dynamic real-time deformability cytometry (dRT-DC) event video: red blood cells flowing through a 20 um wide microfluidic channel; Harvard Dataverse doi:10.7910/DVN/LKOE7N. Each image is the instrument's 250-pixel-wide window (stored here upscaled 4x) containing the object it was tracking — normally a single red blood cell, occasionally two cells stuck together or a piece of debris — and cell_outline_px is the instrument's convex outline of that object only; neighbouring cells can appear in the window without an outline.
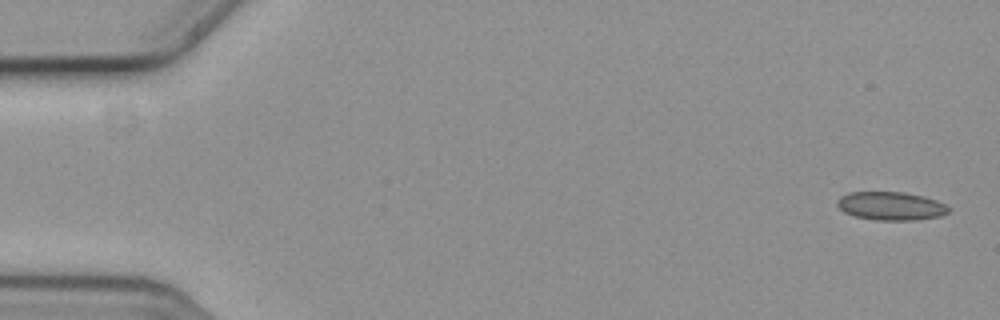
{"species": "common noctule bat (a hibernating species)", "species_latin": "Nyctalus noctula", "temperature_condition": "cold", "stored_images_in_passage": 6, "segment_of_instrument_passage": [1, 2], "camera_frame_rate_fps": 3000, "um_per_image_px": 0.085, "animal": {"sex": "female", "body_mass_g": 19.3, "forearm_length_mm": 54.1}, "frame": {"image": 1, "passage_image": 1, "time_ms": 0.0, "image_size_px": [1000, 320], "cell_outline_px": [[948, 212], [940, 216], [916, 220], [876, 220], [856, 216], [844, 212], [836, 204], [840, 196], [848, 192], [904, 192], [924, 196], [936, 200], [944, 204], [948, 208]], "centroid_in_image_um": [75.71, 17.5], "position_along_channel_um": 9.3, "area_um2": 18.32}}
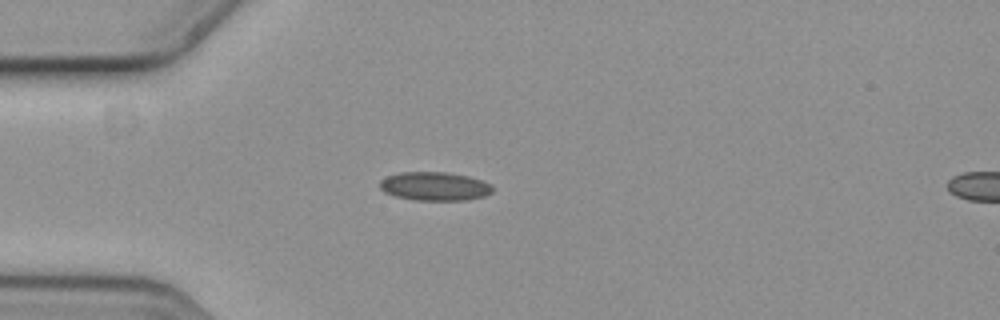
{"frame": {"image": 2, "passage_image": 5, "time_ms": 1.333, "image_size_px": [1000, 320], "cell_outline_px": [[492, 192], [484, 196], [468, 200], [416, 200], [396, 196], [384, 192], [380, 188], [380, 180], [388, 176], [400, 172], [448, 172], [468, 176], [492, 184]], "centroid_in_image_um": [36.95, 15.83], "position_along_channel_um": 48.0, "area_um2": 18.79}}